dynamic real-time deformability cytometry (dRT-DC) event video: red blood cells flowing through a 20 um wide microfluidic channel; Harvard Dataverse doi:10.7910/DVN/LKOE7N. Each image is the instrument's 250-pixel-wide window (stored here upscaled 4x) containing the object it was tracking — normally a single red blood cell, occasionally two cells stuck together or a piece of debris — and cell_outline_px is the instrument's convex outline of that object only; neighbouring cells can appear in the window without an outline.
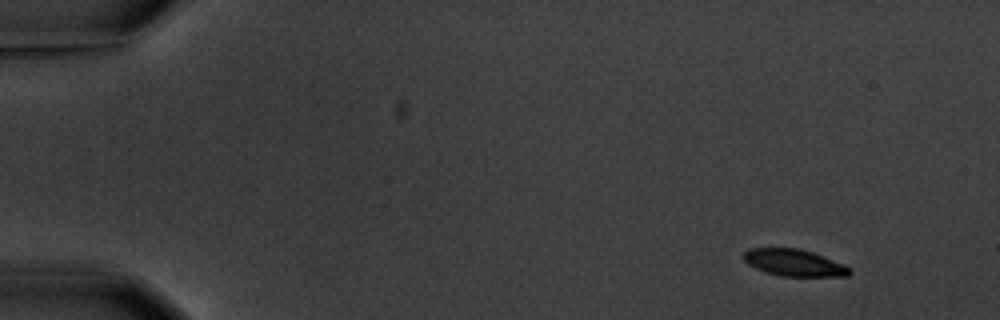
{"species": "common noctule bat (a hibernating species)", "species_latin": "Nyctalus noctula", "temperature_condition": "warm", "stored_images_in_passage": 4, "camera_frame_rate_fps": 3000, "um_per_image_px": 0.085, "animal": {"sex": "male", "body_mass_g": 20.1, "forearm_length_mm": 53.5}, "frame": {"image": 1, "passage_image": 1, "time_ms": 0.0, "image_size_px": [1000, 320], "cell_outline_px": [[852, 272], [848, 276], [780, 276], [764, 272], [748, 264], [740, 256], [748, 248], [800, 248], [824, 256], [844, 264], [852, 268]], "centroid_in_image_um": [67.49, 22.33], "position_along_channel_um": 17.5, "area_um2": 16.82}}